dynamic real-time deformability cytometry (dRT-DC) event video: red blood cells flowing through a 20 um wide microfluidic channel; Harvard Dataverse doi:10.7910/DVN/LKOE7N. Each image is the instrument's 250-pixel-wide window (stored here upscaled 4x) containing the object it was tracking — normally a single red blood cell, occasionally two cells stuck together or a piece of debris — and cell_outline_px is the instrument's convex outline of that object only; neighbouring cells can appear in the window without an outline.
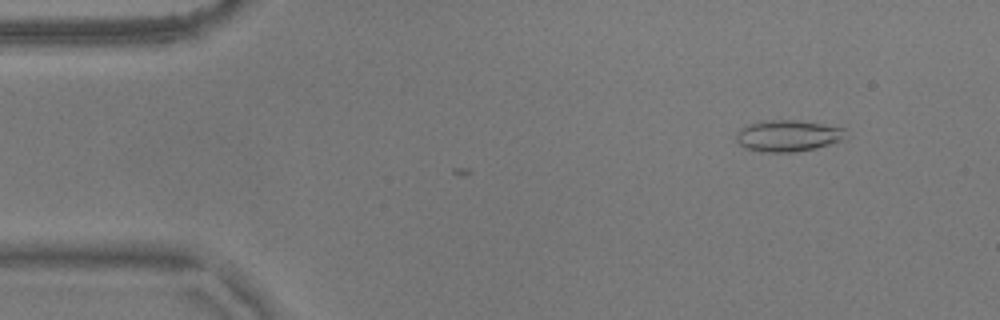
{"species": "common noctule bat (a hibernating species)", "species_latin": "Nyctalus noctula", "temperature_condition": "warm", "stored_images_in_passage": 6, "camera_frame_rate_fps": 3000, "um_per_image_px": 0.085, "animal": {"sex": "male", "body_mass_g": 17.9}, "frame": {"image": 1, "passage_image": 6, "time_ms": 1.667, "image_size_px": [1000, 320], "cell_outline_px": [[844, 140], [816, 148], [792, 152], [764, 152], [744, 148], [736, 140], [736, 132], [740, 128], [748, 124], [760, 120], [800, 120], [844, 128]], "centroid_in_image_um": [66.93, 11.53], "position_along_channel_um": 18.1, "area_um2": 20.17}}